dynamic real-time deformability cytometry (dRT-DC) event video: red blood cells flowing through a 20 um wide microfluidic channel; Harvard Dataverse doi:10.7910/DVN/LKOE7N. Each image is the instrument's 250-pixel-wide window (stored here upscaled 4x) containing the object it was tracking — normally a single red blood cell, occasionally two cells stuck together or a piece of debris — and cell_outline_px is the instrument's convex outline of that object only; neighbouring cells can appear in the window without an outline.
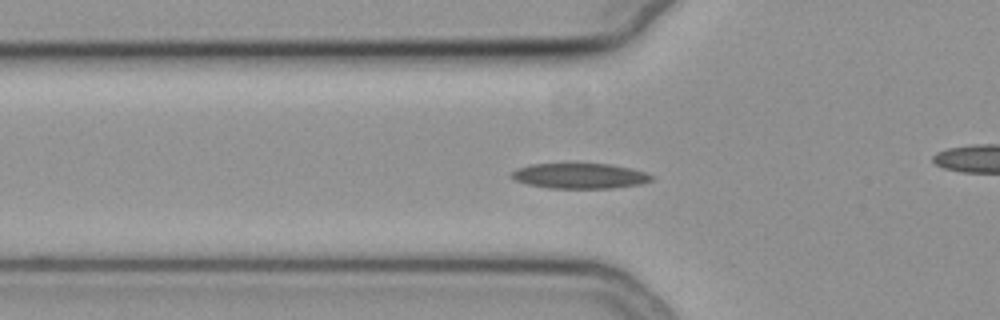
{"species": "common noctule bat (a hibernating species)", "species_latin": "Nyctalus noctula", "temperature_condition": "cold", "stored_images_in_passage": 55, "camera_frame_rate_fps": 3000, "um_per_image_px": 0.085, "animal": {"sex": "female", "body_mass_g": 19.3, "forearm_length_mm": 54.1}, "frame": {"image": 1, "passage_image": 17, "time_ms": 5.333, "image_size_px": [1000, 320], "cell_outline_px": [[656, 176], [652, 180], [640, 184], [612, 188], [548, 188], [528, 184], [516, 180], [508, 172], [516, 168], [532, 164], [612, 164], [632, 168], [648, 172]], "centroid_in_image_um": [49.32, 14.94], "position_along_channel_um": 76.5, "area_um2": 20.81}}
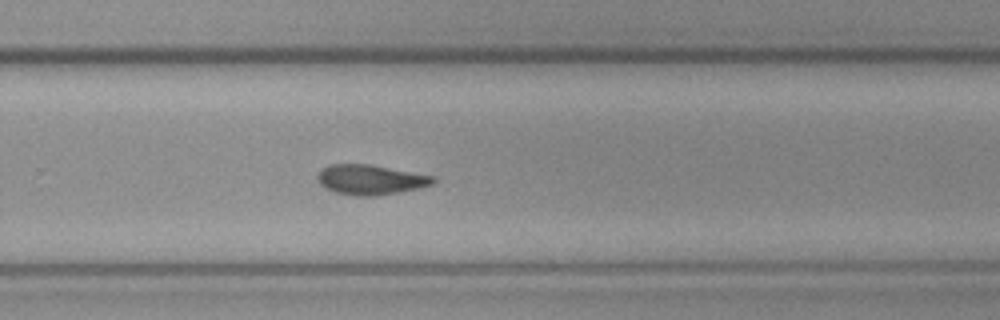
{"frame": {"image": 2, "passage_image": 35, "time_ms": 11.333, "image_size_px": [1000, 320], "cell_outline_px": [[436, 184], [420, 188], [380, 196], [352, 196], [336, 192], [324, 188], [316, 180], [316, 176], [320, 168], [328, 164], [368, 164], [436, 176]], "centroid_in_image_um": [31.49, 15.28], "position_along_channel_um": 298.3, "area_um2": 20.69}}
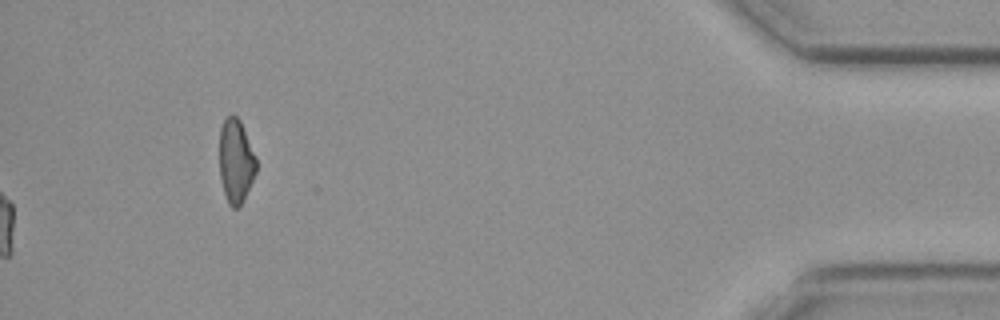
{"frame": {"image": 3, "passage_image": 55, "time_ms": 18.0, "image_size_px": [1000, 320], "cell_outline_px": [[256, 172], [244, 200], [236, 208], [232, 208], [228, 204], [224, 192], [220, 176], [220, 128], [224, 120], [232, 112], [240, 120], [256, 156]], "centroid_in_image_um": [20.05, 13.68], "position_along_channel_um": 415.1, "area_um2": 17.98}}